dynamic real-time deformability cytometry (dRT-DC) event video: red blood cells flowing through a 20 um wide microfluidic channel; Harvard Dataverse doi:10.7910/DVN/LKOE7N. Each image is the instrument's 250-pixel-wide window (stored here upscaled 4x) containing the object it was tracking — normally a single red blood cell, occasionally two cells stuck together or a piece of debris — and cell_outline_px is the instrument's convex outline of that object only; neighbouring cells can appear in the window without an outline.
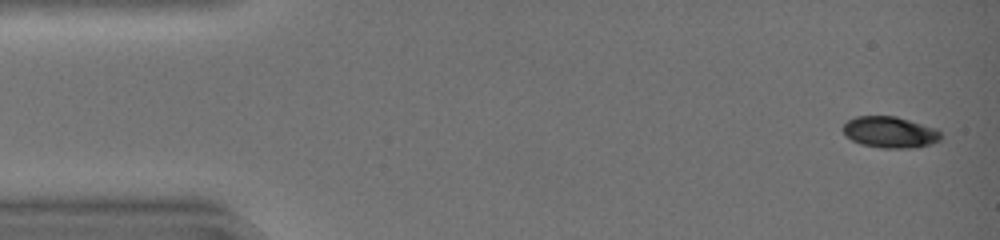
{"species": "common noctule bat (a hibernating species)", "species_latin": "Nyctalus noctula", "temperature_condition": "warm", "stored_images_in_passage": 35, "camera_frame_rate_fps": 3000, "um_per_image_px": 0.085, "animal": {"sex": "female", "body_mass_g": 19.0, "forearm_length_mm": 51.5}, "frame": {"image": 1, "passage_image": 2, "time_ms": 0.333, "image_size_px": [1000, 240], "cell_outline_px": [[940, 140], [932, 144], [916, 148], [884, 148], [860, 144], [852, 140], [840, 128], [848, 120], [856, 116], [896, 116], [936, 128], [940, 132]], "centroid_in_image_um": [75.65, 11.24], "position_along_channel_um": 9.4, "area_um2": 17.92}}
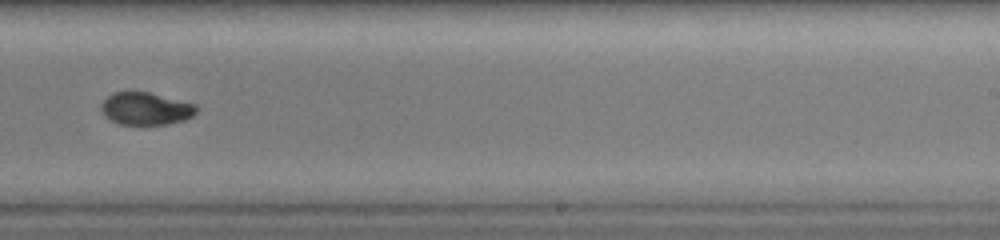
{"frame": {"image": 2, "passage_image": 29, "time_ms": 9.333, "image_size_px": [1000, 240], "cell_outline_px": [[200, 108], [192, 116], [184, 120], [168, 124], [120, 124], [104, 116], [100, 108], [100, 104], [112, 92], [148, 92], [196, 104]], "centroid_in_image_um": [12.4, 9.23], "position_along_channel_um": 276.6, "area_um2": 18.03}}
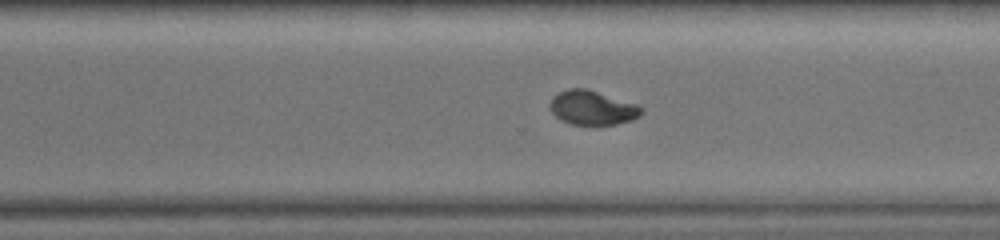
{"frame": {"image": 3, "passage_image": 32, "time_ms": 10.333, "image_size_px": [1000, 240], "cell_outline_px": [[644, 112], [640, 116], [632, 120], [616, 124], [568, 124], [560, 120], [548, 108], [548, 104], [552, 96], [568, 88], [588, 88], [640, 104], [644, 108]], "centroid_in_image_um": [50.37, 9.14], "position_along_channel_um": 320.2, "area_um2": 18.79}}